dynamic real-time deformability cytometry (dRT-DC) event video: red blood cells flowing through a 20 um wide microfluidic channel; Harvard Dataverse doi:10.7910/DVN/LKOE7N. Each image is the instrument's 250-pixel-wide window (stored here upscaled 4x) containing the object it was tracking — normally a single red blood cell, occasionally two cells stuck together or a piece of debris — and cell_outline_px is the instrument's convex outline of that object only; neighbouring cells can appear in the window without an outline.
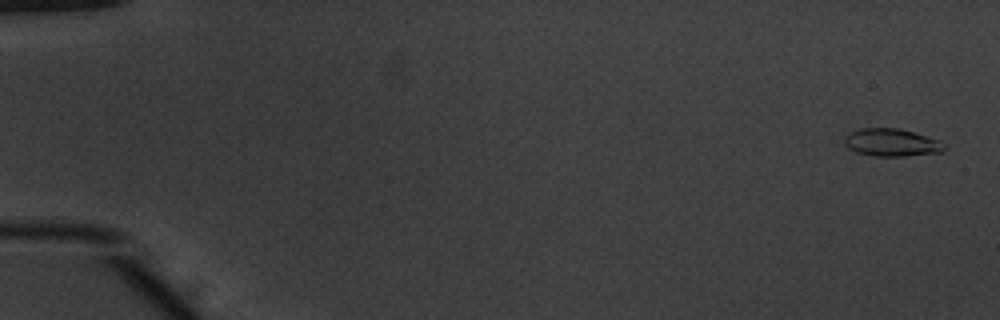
{"species": "common noctule bat (a hibernating species)", "species_latin": "Nyctalus noctula", "temperature_condition": "warm", "stored_images_in_passage": 53, "camera_frame_rate_fps": 3000, "um_per_image_px": 0.085, "animal": {"sex": "male", "body_mass_g": 20.1, "forearm_length_mm": 53.5}, "frame": {"image": 1, "passage_image": 2, "time_ms": 0.333, "image_size_px": [1000, 320], "cell_outline_px": [[948, 148], [940, 152], [904, 156], [876, 156], [856, 152], [848, 148], [844, 144], [844, 136], [848, 132], [860, 128], [900, 128], [940, 140]], "centroid_in_image_um": [75.77, 12.1], "position_along_channel_um": 9.2, "area_um2": 16.24}}
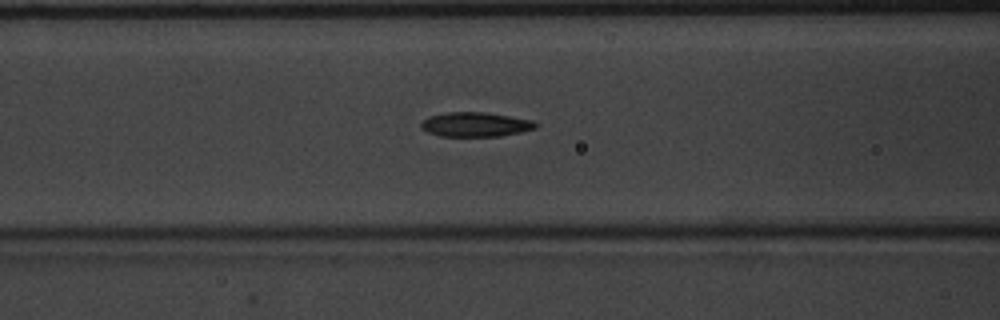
{"frame": {"image": 2, "passage_image": 23, "time_ms": 7.333, "image_size_px": [1000, 320], "cell_outline_px": [[536, 128], [520, 132], [500, 136], [440, 136], [428, 132], [420, 128], [420, 124], [428, 116], [448, 112], [484, 112], [532, 120], [536, 124]], "centroid_in_image_um": [40.37, 10.58], "position_along_channel_um": 126.2, "area_um2": 16.18}}
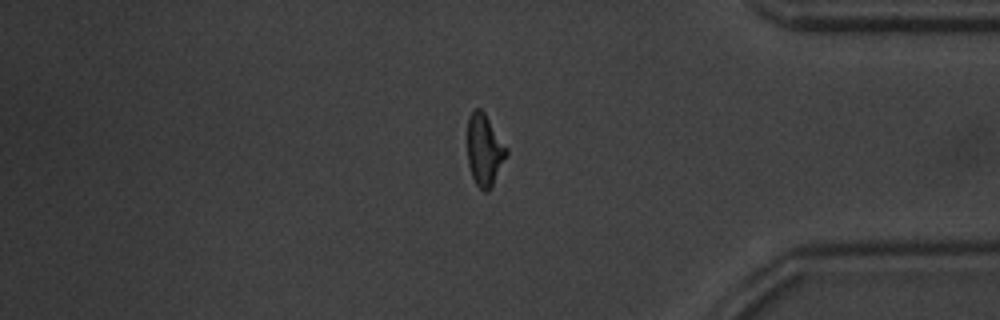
{"frame": {"image": 3, "passage_image": 45, "time_ms": 14.667, "image_size_px": [1000, 320], "cell_outline_px": [[508, 152], [488, 192], [484, 192], [476, 184], [472, 176], [468, 164], [468, 116], [476, 108], [480, 108], [484, 112], [508, 148]], "centroid_in_image_um": [41.17, 12.73], "position_along_channel_um": 394.0, "area_um2": 16.07}, "authors_computed_cell_mechanics": {"area_um2": 16.1262, "velocity_mm_per_s": 3.9233, "shape_relaxation_time_tau1_ms": 2.7181, "shape_relaxation_time_tau2_ms": 2.6868, "deformation_change_tau1": 0.1701, "deformation_change_tau2": 0.1155}}